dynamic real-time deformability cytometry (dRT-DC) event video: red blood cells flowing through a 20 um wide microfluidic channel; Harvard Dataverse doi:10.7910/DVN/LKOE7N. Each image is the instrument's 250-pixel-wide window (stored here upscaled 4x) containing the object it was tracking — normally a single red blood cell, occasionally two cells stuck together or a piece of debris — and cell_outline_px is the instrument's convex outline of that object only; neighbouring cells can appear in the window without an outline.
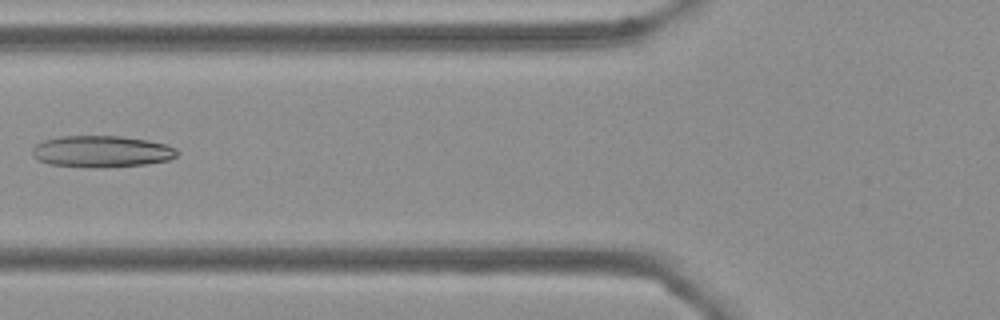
{"species": "Egyptian fruit bat (a non-hibernating species)", "species_latin": "Rousettus aegyptiacus", "temperature_condition": "cold", "stored_images_in_passage": 6, "camera_frame_rate_fps": 3000, "um_per_image_px": 0.085, "frame": {"image": 1, "passage_image": 6, "time_ms": 1.667, "image_size_px": [1000, 320], "cell_outline_px": [[180, 152], [176, 156], [168, 160], [148, 164], [96, 168], [88, 168], [52, 164], [40, 160], [32, 156], [32, 148], [36, 144], [44, 140], [64, 136], [120, 136], [148, 140], [164, 144], [176, 148]], "centroid_in_image_um": [8.65, 12.88], "position_along_channel_um": 117.1, "area_um2": 26.7}}